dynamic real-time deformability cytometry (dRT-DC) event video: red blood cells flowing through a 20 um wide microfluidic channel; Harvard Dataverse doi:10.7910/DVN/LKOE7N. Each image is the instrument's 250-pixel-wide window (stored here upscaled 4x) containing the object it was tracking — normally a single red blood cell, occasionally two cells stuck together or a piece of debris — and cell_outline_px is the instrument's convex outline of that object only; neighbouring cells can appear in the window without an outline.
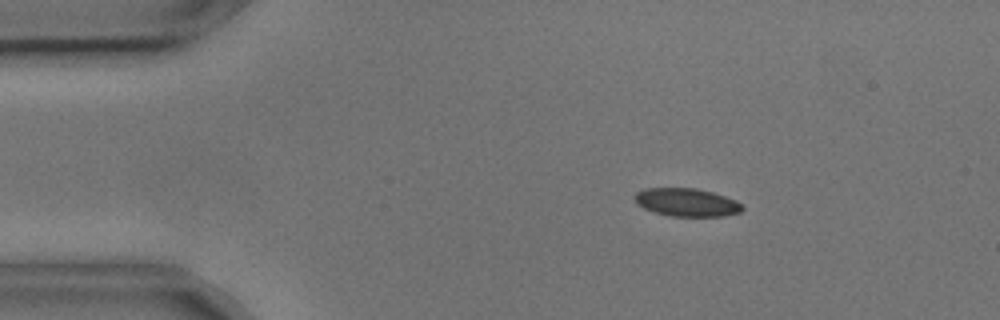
{"species": "common noctule bat (a hibernating species)", "species_latin": "Nyctalus noctula", "temperature_condition": "cold", "stored_images_in_passage": 49, "camera_frame_rate_fps": 3000, "um_per_image_px": 0.085, "animal": {"sex": "male", "body_mass_g": 17.9, "forearm_length_mm": 54.2}, "frame": {"image": 1, "passage_image": 3, "time_ms": 0.667, "image_size_px": [1000, 320], "cell_outline_px": [[744, 208], [740, 212], [724, 216], [668, 216], [644, 208], [636, 204], [632, 196], [636, 192], [644, 188], [696, 188], [712, 192], [736, 200], [744, 204]], "centroid_in_image_um": [58.35, 17.19], "position_along_channel_um": 26.6, "area_um2": 17.8}}
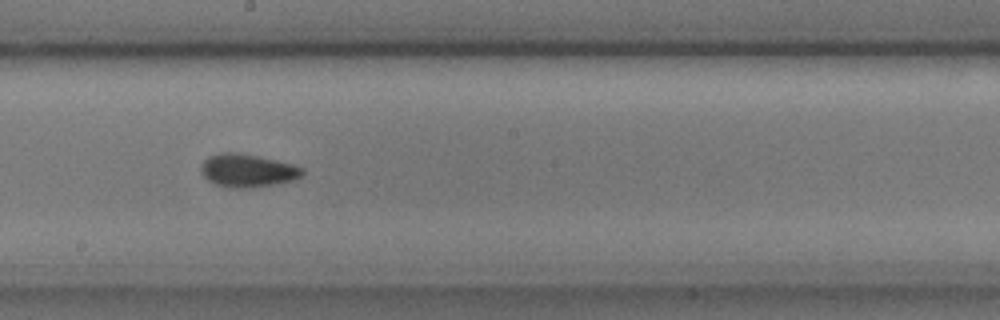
{"frame": {"image": 2, "passage_image": 24, "time_ms": 7.667, "image_size_px": [1000, 320], "cell_outline_px": [[304, 176], [292, 180], [272, 184], [248, 188], [228, 188], [216, 184], [208, 180], [204, 176], [200, 168], [200, 164], [208, 156], [224, 152], [236, 152], [276, 160], [292, 164], [304, 168]], "centroid_in_image_um": [21.03, 14.49], "position_along_channel_um": 227.2, "area_um2": 19.48}}
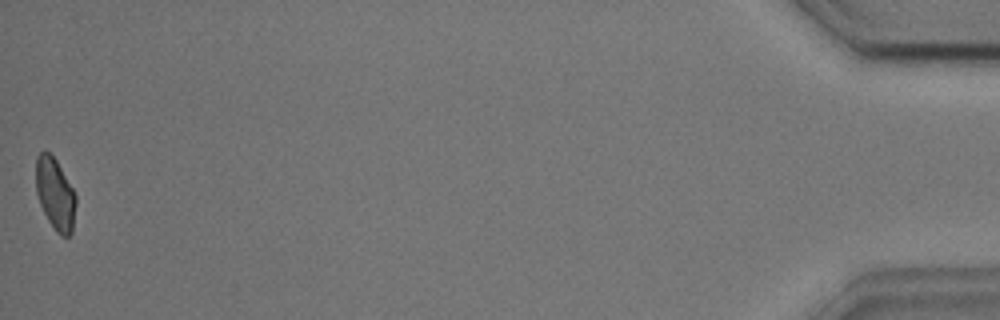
{"frame": {"image": 3, "passage_image": 49, "time_ms": 16.0, "image_size_px": [1000, 320], "cell_outline_px": [[76, 204], [72, 232], [68, 236], [60, 236], [56, 232], [48, 220], [40, 204], [36, 192], [36, 156], [40, 152], [48, 152], [56, 160], [72, 188], [76, 196]], "centroid_in_image_um": [4.69, 16.51], "position_along_channel_um": 430.5, "area_um2": 16.59}, "authors_computed_cell_mechanics": {"area_um2": 17.8602, "velocity_mm_per_s": 3.6275, "shape_relaxation_time_tau1_ms": 3.2466, "shape_relaxation_time_tau2_ms": 1.428, "deformation_change_tau1": 0.0835, "deformation_change_tau2": 0.0576}}